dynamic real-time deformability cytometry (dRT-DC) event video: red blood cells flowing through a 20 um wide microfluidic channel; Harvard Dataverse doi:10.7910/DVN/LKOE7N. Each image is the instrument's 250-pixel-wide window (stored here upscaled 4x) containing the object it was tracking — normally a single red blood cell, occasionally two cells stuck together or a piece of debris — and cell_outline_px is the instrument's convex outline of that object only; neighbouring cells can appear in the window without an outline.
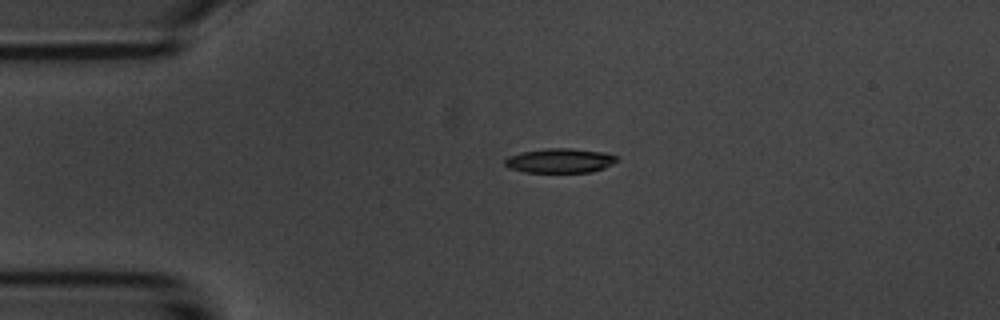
{"species": "common noctule bat (a hibernating species)", "species_latin": "Nyctalus noctula", "temperature_condition": "room temperature", "stored_images_in_passage": 4, "camera_frame_rate_fps": 3000, "um_per_image_px": 0.085, "animal": {"sex": "male", "body_mass_g": 20.1, "forearm_length_mm": 53.5}, "frame": {"image": 1, "passage_image": 3, "time_ms": 2.667, "image_size_px": [1000, 320], "cell_outline_px": [[620, 160], [604, 168], [592, 172], [524, 172], [508, 168], [504, 164], [504, 160], [508, 156], [520, 152], [548, 148], [572, 148], [608, 152], [616, 156]], "centroid_in_image_um": [47.61, 13.65], "position_along_channel_um": 37.4, "area_um2": 16.24}}